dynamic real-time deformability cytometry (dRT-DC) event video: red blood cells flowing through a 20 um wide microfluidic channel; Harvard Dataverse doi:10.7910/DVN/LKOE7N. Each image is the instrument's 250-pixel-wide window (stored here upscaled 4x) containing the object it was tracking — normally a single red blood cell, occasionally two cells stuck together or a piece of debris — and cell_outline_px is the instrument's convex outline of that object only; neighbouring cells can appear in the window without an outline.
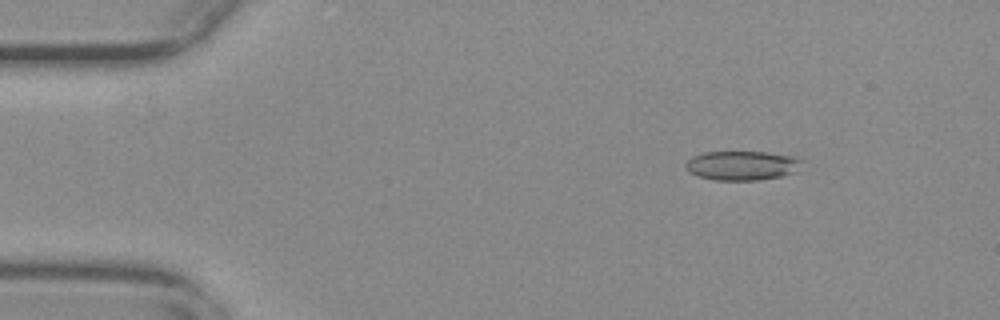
{"species": "common noctule bat (a hibernating species)", "species_latin": "Nyctalus noctula", "temperature_condition": "warm", "stored_images_in_passage": 43, "camera_frame_rate_fps": 3000, "um_per_image_px": 0.085, "animal": {"sex": "female", "body_mass_g": 29.2, "forearm_length_mm": 56.3}, "frame": {"image": 1, "passage_image": 7, "time_ms": 2.0, "image_size_px": [1000, 320], "cell_outline_px": [[808, 160], [796, 172], [780, 176], [756, 180], [712, 180], [688, 172], [684, 164], [692, 156], [704, 152], [768, 152], [796, 156]], "centroid_in_image_um": [63.15, 14.06], "position_along_channel_um": 21.9, "area_um2": 20.23}}
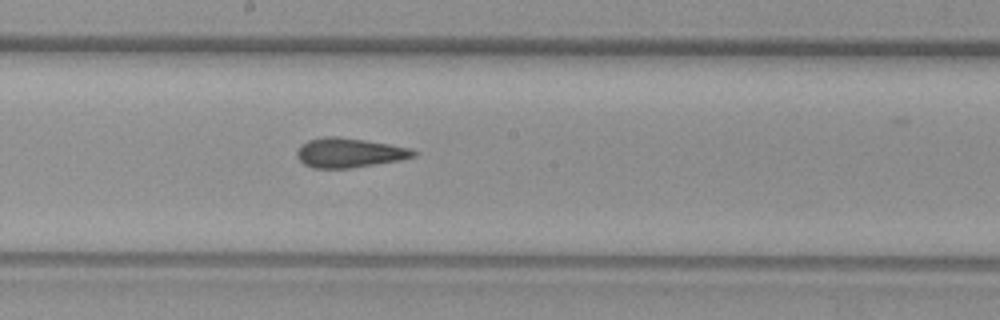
{"frame": {"image": 2, "passage_image": 29, "time_ms": 9.333, "image_size_px": [1000, 320], "cell_outline_px": [[416, 156], [400, 160], [348, 168], [312, 168], [304, 164], [296, 156], [296, 152], [300, 144], [308, 140], [324, 136], [336, 136], [364, 140], [412, 148], [416, 152]], "centroid_in_image_um": [29.65, 12.98], "position_along_channel_um": 218.5, "area_um2": 20.0}}
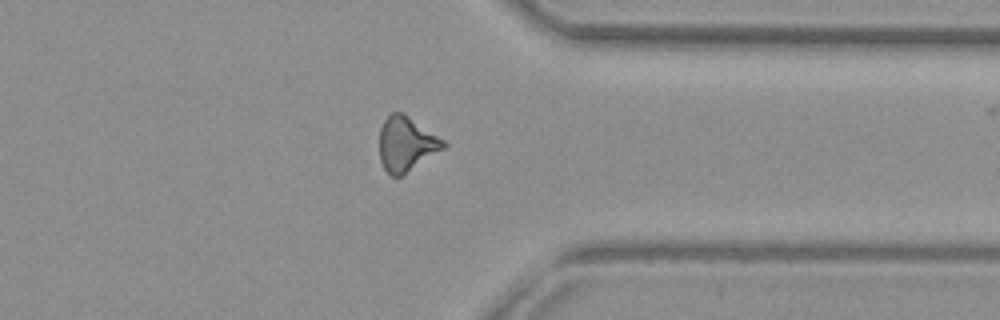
{"frame": {"image": 3, "passage_image": 42, "time_ms": 13.667, "image_size_px": [1000, 320], "cell_outline_px": [[448, 144], [444, 148], [400, 176], [392, 176], [384, 168], [380, 160], [380, 128], [384, 120], [392, 112], [404, 112], [444, 140]], "centroid_in_image_um": [34.53, 12.2], "position_along_channel_um": 376.9, "area_um2": 20.06}}